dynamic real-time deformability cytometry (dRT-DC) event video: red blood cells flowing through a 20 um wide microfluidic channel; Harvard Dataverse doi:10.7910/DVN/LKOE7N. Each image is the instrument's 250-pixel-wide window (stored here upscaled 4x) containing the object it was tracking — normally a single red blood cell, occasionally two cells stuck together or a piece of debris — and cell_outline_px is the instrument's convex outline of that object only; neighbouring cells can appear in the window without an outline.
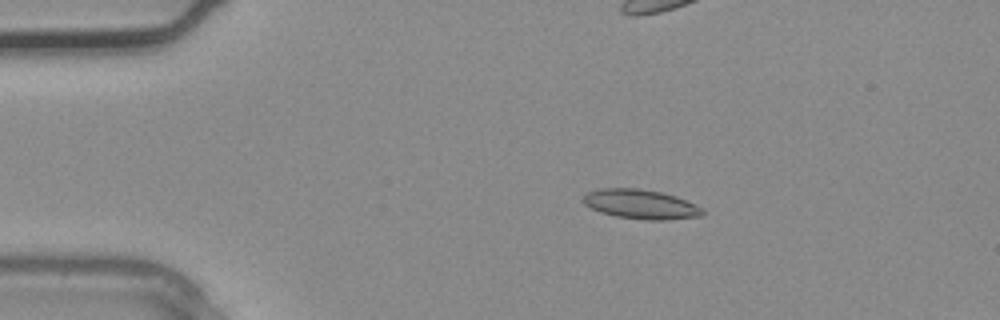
{"species": "common noctule bat (a hibernating species)", "species_latin": "Nyctalus noctula", "temperature_condition": "warm", "stored_images_in_passage": 4, "camera_frame_rate_fps": 3000, "um_per_image_px": 0.085, "animal": {"sex": "male", "body_mass_g": 20.4}, "frame": {"image": 1, "passage_image": 2, "time_ms": 0.333, "image_size_px": [1000, 320], "cell_outline_px": [[704, 212], [700, 216], [668, 220], [648, 220], [616, 216], [600, 212], [584, 204], [580, 200], [588, 192], [600, 188], [636, 188], [660, 192], [676, 196], [696, 204], [704, 208]], "centroid_in_image_um": [54.47, 17.36], "position_along_channel_um": 30.5, "area_um2": 20.52}}